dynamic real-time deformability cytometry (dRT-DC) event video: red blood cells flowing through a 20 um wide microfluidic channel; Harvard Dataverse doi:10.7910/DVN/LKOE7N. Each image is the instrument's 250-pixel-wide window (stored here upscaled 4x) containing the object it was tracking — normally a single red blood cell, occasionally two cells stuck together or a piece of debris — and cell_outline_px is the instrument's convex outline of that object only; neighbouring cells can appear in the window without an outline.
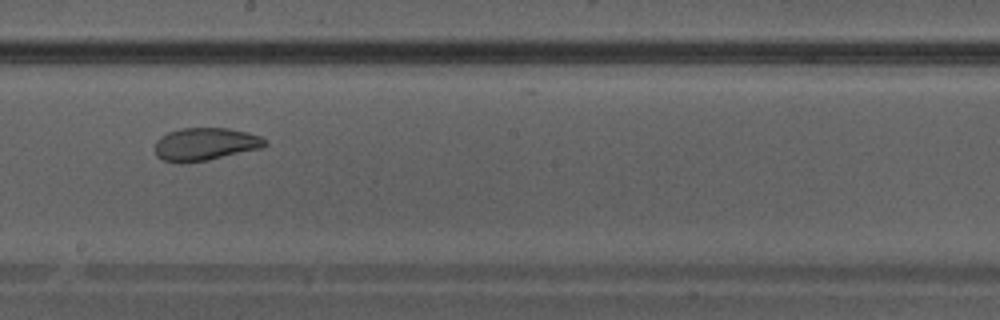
{"species": "Egyptian fruit bat (a non-hibernating species)", "species_latin": "Rousettus aegyptiacus", "temperature_condition": "warm", "stored_images_in_passage": 41, "camera_frame_rate_fps": 3000, "um_per_image_px": 0.085, "animal": {"sex": "male"}, "frame": {"image": 1, "passage_image": 24, "time_ms": 7.667, "image_size_px": [1000, 320], "cell_outline_px": [[268, 144], [264, 148], [208, 160], [180, 164], [164, 160], [156, 156], [156, 140], [160, 136], [168, 132], [180, 128], [228, 128], [248, 132], [260, 136], [268, 140]], "centroid_in_image_um": [17.48, 12.26], "position_along_channel_um": 230.7, "area_um2": 21.39}}